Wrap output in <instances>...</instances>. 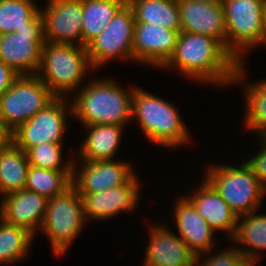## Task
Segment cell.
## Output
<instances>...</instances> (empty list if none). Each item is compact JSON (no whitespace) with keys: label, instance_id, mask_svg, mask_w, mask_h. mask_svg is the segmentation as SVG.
<instances>
[{"label":"cell","instance_id":"obj_32","mask_svg":"<svg viewBox=\"0 0 266 266\" xmlns=\"http://www.w3.org/2000/svg\"><path fill=\"white\" fill-rule=\"evenodd\" d=\"M259 138V149L255 152L250 158L246 157L247 160H244L246 165L253 171V173L258 178L259 182L266 189V136H257Z\"/></svg>","mask_w":266,"mask_h":266},{"label":"cell","instance_id":"obj_21","mask_svg":"<svg viewBox=\"0 0 266 266\" xmlns=\"http://www.w3.org/2000/svg\"><path fill=\"white\" fill-rule=\"evenodd\" d=\"M83 127L88 132L78 148V158L88 162L115 160L125 126L95 124Z\"/></svg>","mask_w":266,"mask_h":266},{"label":"cell","instance_id":"obj_23","mask_svg":"<svg viewBox=\"0 0 266 266\" xmlns=\"http://www.w3.org/2000/svg\"><path fill=\"white\" fill-rule=\"evenodd\" d=\"M27 153L12 141L0 150V197L25 188L29 169Z\"/></svg>","mask_w":266,"mask_h":266},{"label":"cell","instance_id":"obj_1","mask_svg":"<svg viewBox=\"0 0 266 266\" xmlns=\"http://www.w3.org/2000/svg\"><path fill=\"white\" fill-rule=\"evenodd\" d=\"M212 36L180 31L173 55L161 67L176 69L183 77L204 84L244 83L246 67ZM212 83V84H211Z\"/></svg>","mask_w":266,"mask_h":266},{"label":"cell","instance_id":"obj_19","mask_svg":"<svg viewBox=\"0 0 266 266\" xmlns=\"http://www.w3.org/2000/svg\"><path fill=\"white\" fill-rule=\"evenodd\" d=\"M178 197L173 209L178 235L195 255L211 252L216 232L184 195Z\"/></svg>","mask_w":266,"mask_h":266},{"label":"cell","instance_id":"obj_35","mask_svg":"<svg viewBox=\"0 0 266 266\" xmlns=\"http://www.w3.org/2000/svg\"><path fill=\"white\" fill-rule=\"evenodd\" d=\"M266 44V12L264 17V28L260 45L264 46Z\"/></svg>","mask_w":266,"mask_h":266},{"label":"cell","instance_id":"obj_31","mask_svg":"<svg viewBox=\"0 0 266 266\" xmlns=\"http://www.w3.org/2000/svg\"><path fill=\"white\" fill-rule=\"evenodd\" d=\"M232 245L233 246H230L229 248L225 247L222 249L223 251L219 250L217 253H213L214 249H212V253L207 252L202 254L203 256H208L205 258L201 254L195 255L193 266H253L244 257L242 252L239 251L234 244ZM201 257L204 259H201Z\"/></svg>","mask_w":266,"mask_h":266},{"label":"cell","instance_id":"obj_15","mask_svg":"<svg viewBox=\"0 0 266 266\" xmlns=\"http://www.w3.org/2000/svg\"><path fill=\"white\" fill-rule=\"evenodd\" d=\"M137 174L126 184L94 193H79L84 202L86 220H106L120 212H133L139 203L140 182Z\"/></svg>","mask_w":266,"mask_h":266},{"label":"cell","instance_id":"obj_25","mask_svg":"<svg viewBox=\"0 0 266 266\" xmlns=\"http://www.w3.org/2000/svg\"><path fill=\"white\" fill-rule=\"evenodd\" d=\"M135 22H144L181 31L178 0H127Z\"/></svg>","mask_w":266,"mask_h":266},{"label":"cell","instance_id":"obj_22","mask_svg":"<svg viewBox=\"0 0 266 266\" xmlns=\"http://www.w3.org/2000/svg\"><path fill=\"white\" fill-rule=\"evenodd\" d=\"M264 214H257L254 211L238 217L235 233L230 239L235 246L244 245V248L236 247L253 266L262 256L259 252L266 250V214Z\"/></svg>","mask_w":266,"mask_h":266},{"label":"cell","instance_id":"obj_8","mask_svg":"<svg viewBox=\"0 0 266 266\" xmlns=\"http://www.w3.org/2000/svg\"><path fill=\"white\" fill-rule=\"evenodd\" d=\"M55 98L37 75H20L0 97V119L12 133Z\"/></svg>","mask_w":266,"mask_h":266},{"label":"cell","instance_id":"obj_9","mask_svg":"<svg viewBox=\"0 0 266 266\" xmlns=\"http://www.w3.org/2000/svg\"><path fill=\"white\" fill-rule=\"evenodd\" d=\"M68 114L73 116L71 101L56 97L12 132V142L25 152L43 143H63Z\"/></svg>","mask_w":266,"mask_h":266},{"label":"cell","instance_id":"obj_30","mask_svg":"<svg viewBox=\"0 0 266 266\" xmlns=\"http://www.w3.org/2000/svg\"><path fill=\"white\" fill-rule=\"evenodd\" d=\"M63 143H43L30 148L26 153L29 165L57 171H72L73 159L63 161Z\"/></svg>","mask_w":266,"mask_h":266},{"label":"cell","instance_id":"obj_34","mask_svg":"<svg viewBox=\"0 0 266 266\" xmlns=\"http://www.w3.org/2000/svg\"><path fill=\"white\" fill-rule=\"evenodd\" d=\"M11 132L5 127L0 119V150L5 148L11 141Z\"/></svg>","mask_w":266,"mask_h":266},{"label":"cell","instance_id":"obj_12","mask_svg":"<svg viewBox=\"0 0 266 266\" xmlns=\"http://www.w3.org/2000/svg\"><path fill=\"white\" fill-rule=\"evenodd\" d=\"M40 8L45 42L82 46V0H47Z\"/></svg>","mask_w":266,"mask_h":266},{"label":"cell","instance_id":"obj_27","mask_svg":"<svg viewBox=\"0 0 266 266\" xmlns=\"http://www.w3.org/2000/svg\"><path fill=\"white\" fill-rule=\"evenodd\" d=\"M72 187V171H57L29 166L25 188L53 198Z\"/></svg>","mask_w":266,"mask_h":266},{"label":"cell","instance_id":"obj_2","mask_svg":"<svg viewBox=\"0 0 266 266\" xmlns=\"http://www.w3.org/2000/svg\"><path fill=\"white\" fill-rule=\"evenodd\" d=\"M71 101L74 119L82 126H125L132 119V97L136 86L125 89L112 78L90 77ZM95 78V79H94ZM127 89V90H126Z\"/></svg>","mask_w":266,"mask_h":266},{"label":"cell","instance_id":"obj_14","mask_svg":"<svg viewBox=\"0 0 266 266\" xmlns=\"http://www.w3.org/2000/svg\"><path fill=\"white\" fill-rule=\"evenodd\" d=\"M179 33L160 25L135 22L133 61L161 69L173 55Z\"/></svg>","mask_w":266,"mask_h":266},{"label":"cell","instance_id":"obj_29","mask_svg":"<svg viewBox=\"0 0 266 266\" xmlns=\"http://www.w3.org/2000/svg\"><path fill=\"white\" fill-rule=\"evenodd\" d=\"M40 15L34 0H0V34L27 28Z\"/></svg>","mask_w":266,"mask_h":266},{"label":"cell","instance_id":"obj_5","mask_svg":"<svg viewBox=\"0 0 266 266\" xmlns=\"http://www.w3.org/2000/svg\"><path fill=\"white\" fill-rule=\"evenodd\" d=\"M207 168L204 178L238 217L258 211L266 189L244 161L236 166L213 164Z\"/></svg>","mask_w":266,"mask_h":266},{"label":"cell","instance_id":"obj_10","mask_svg":"<svg viewBox=\"0 0 266 266\" xmlns=\"http://www.w3.org/2000/svg\"><path fill=\"white\" fill-rule=\"evenodd\" d=\"M135 17L132 8L126 3L109 22L100 35L87 46V54L93 71L100 69L108 61H133Z\"/></svg>","mask_w":266,"mask_h":266},{"label":"cell","instance_id":"obj_4","mask_svg":"<svg viewBox=\"0 0 266 266\" xmlns=\"http://www.w3.org/2000/svg\"><path fill=\"white\" fill-rule=\"evenodd\" d=\"M88 69L93 67L86 46L45 42L36 75L56 97L66 98L85 85Z\"/></svg>","mask_w":266,"mask_h":266},{"label":"cell","instance_id":"obj_6","mask_svg":"<svg viewBox=\"0 0 266 266\" xmlns=\"http://www.w3.org/2000/svg\"><path fill=\"white\" fill-rule=\"evenodd\" d=\"M226 23V49L237 60L243 62L244 54L260 46L266 0H224Z\"/></svg>","mask_w":266,"mask_h":266},{"label":"cell","instance_id":"obj_17","mask_svg":"<svg viewBox=\"0 0 266 266\" xmlns=\"http://www.w3.org/2000/svg\"><path fill=\"white\" fill-rule=\"evenodd\" d=\"M0 202V217L30 232L40 231L45 218L48 198L26 188L4 195Z\"/></svg>","mask_w":266,"mask_h":266},{"label":"cell","instance_id":"obj_13","mask_svg":"<svg viewBox=\"0 0 266 266\" xmlns=\"http://www.w3.org/2000/svg\"><path fill=\"white\" fill-rule=\"evenodd\" d=\"M75 162L74 159L72 187L78 193H94L117 187L128 183L136 175L129 161H82L81 168H77Z\"/></svg>","mask_w":266,"mask_h":266},{"label":"cell","instance_id":"obj_24","mask_svg":"<svg viewBox=\"0 0 266 266\" xmlns=\"http://www.w3.org/2000/svg\"><path fill=\"white\" fill-rule=\"evenodd\" d=\"M127 0H82V46L102 33Z\"/></svg>","mask_w":266,"mask_h":266},{"label":"cell","instance_id":"obj_3","mask_svg":"<svg viewBox=\"0 0 266 266\" xmlns=\"http://www.w3.org/2000/svg\"><path fill=\"white\" fill-rule=\"evenodd\" d=\"M173 104L139 87L133 91L132 119L136 118L146 140L154 145L172 149L191 140L189 128Z\"/></svg>","mask_w":266,"mask_h":266},{"label":"cell","instance_id":"obj_36","mask_svg":"<svg viewBox=\"0 0 266 266\" xmlns=\"http://www.w3.org/2000/svg\"><path fill=\"white\" fill-rule=\"evenodd\" d=\"M195 1L211 3V4H223L224 0H195Z\"/></svg>","mask_w":266,"mask_h":266},{"label":"cell","instance_id":"obj_26","mask_svg":"<svg viewBox=\"0 0 266 266\" xmlns=\"http://www.w3.org/2000/svg\"><path fill=\"white\" fill-rule=\"evenodd\" d=\"M33 240L34 236L26 229L7 223L0 217V265L26 259Z\"/></svg>","mask_w":266,"mask_h":266},{"label":"cell","instance_id":"obj_16","mask_svg":"<svg viewBox=\"0 0 266 266\" xmlns=\"http://www.w3.org/2000/svg\"><path fill=\"white\" fill-rule=\"evenodd\" d=\"M150 225L143 266H193L195 254L179 235L168 225Z\"/></svg>","mask_w":266,"mask_h":266},{"label":"cell","instance_id":"obj_33","mask_svg":"<svg viewBox=\"0 0 266 266\" xmlns=\"http://www.w3.org/2000/svg\"><path fill=\"white\" fill-rule=\"evenodd\" d=\"M20 75L0 59V97L12 86Z\"/></svg>","mask_w":266,"mask_h":266},{"label":"cell","instance_id":"obj_20","mask_svg":"<svg viewBox=\"0 0 266 266\" xmlns=\"http://www.w3.org/2000/svg\"><path fill=\"white\" fill-rule=\"evenodd\" d=\"M202 179L203 181L193 189L192 194L185 197L215 232L222 230L231 239L236 230L238 216L215 188L205 178Z\"/></svg>","mask_w":266,"mask_h":266},{"label":"cell","instance_id":"obj_28","mask_svg":"<svg viewBox=\"0 0 266 266\" xmlns=\"http://www.w3.org/2000/svg\"><path fill=\"white\" fill-rule=\"evenodd\" d=\"M246 115L245 128L255 135L266 136V79L243 84Z\"/></svg>","mask_w":266,"mask_h":266},{"label":"cell","instance_id":"obj_11","mask_svg":"<svg viewBox=\"0 0 266 266\" xmlns=\"http://www.w3.org/2000/svg\"><path fill=\"white\" fill-rule=\"evenodd\" d=\"M45 43L41 14L27 28L0 34V59L19 75H36Z\"/></svg>","mask_w":266,"mask_h":266},{"label":"cell","instance_id":"obj_18","mask_svg":"<svg viewBox=\"0 0 266 266\" xmlns=\"http://www.w3.org/2000/svg\"><path fill=\"white\" fill-rule=\"evenodd\" d=\"M181 31L212 36L226 48V23L222 4L178 0Z\"/></svg>","mask_w":266,"mask_h":266},{"label":"cell","instance_id":"obj_7","mask_svg":"<svg viewBox=\"0 0 266 266\" xmlns=\"http://www.w3.org/2000/svg\"><path fill=\"white\" fill-rule=\"evenodd\" d=\"M86 221L83 198L71 187L65 193L48 199L40 230L49 238L54 255L60 256L67 252Z\"/></svg>","mask_w":266,"mask_h":266}]
</instances>
